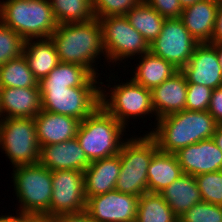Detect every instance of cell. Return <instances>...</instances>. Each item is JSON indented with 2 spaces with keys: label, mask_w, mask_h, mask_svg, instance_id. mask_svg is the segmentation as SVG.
Instances as JSON below:
<instances>
[{
  "label": "cell",
  "mask_w": 222,
  "mask_h": 222,
  "mask_svg": "<svg viewBox=\"0 0 222 222\" xmlns=\"http://www.w3.org/2000/svg\"><path fill=\"white\" fill-rule=\"evenodd\" d=\"M200 0H179L181 7L184 9L188 6H191L194 3H197Z\"/></svg>",
  "instance_id": "44"
},
{
  "label": "cell",
  "mask_w": 222,
  "mask_h": 222,
  "mask_svg": "<svg viewBox=\"0 0 222 222\" xmlns=\"http://www.w3.org/2000/svg\"><path fill=\"white\" fill-rule=\"evenodd\" d=\"M139 57L142 58L132 79L146 89L152 90L179 71L173 64L150 51Z\"/></svg>",
  "instance_id": "25"
},
{
  "label": "cell",
  "mask_w": 222,
  "mask_h": 222,
  "mask_svg": "<svg viewBox=\"0 0 222 222\" xmlns=\"http://www.w3.org/2000/svg\"><path fill=\"white\" fill-rule=\"evenodd\" d=\"M160 13L166 19L180 18L183 8L179 0H142Z\"/></svg>",
  "instance_id": "36"
},
{
  "label": "cell",
  "mask_w": 222,
  "mask_h": 222,
  "mask_svg": "<svg viewBox=\"0 0 222 222\" xmlns=\"http://www.w3.org/2000/svg\"><path fill=\"white\" fill-rule=\"evenodd\" d=\"M126 127L102 105L80 122L76 138L90 162L117 155Z\"/></svg>",
  "instance_id": "4"
},
{
  "label": "cell",
  "mask_w": 222,
  "mask_h": 222,
  "mask_svg": "<svg viewBox=\"0 0 222 222\" xmlns=\"http://www.w3.org/2000/svg\"><path fill=\"white\" fill-rule=\"evenodd\" d=\"M183 174L175 153L158 150L152 157L148 169V192L160 193Z\"/></svg>",
  "instance_id": "24"
},
{
  "label": "cell",
  "mask_w": 222,
  "mask_h": 222,
  "mask_svg": "<svg viewBox=\"0 0 222 222\" xmlns=\"http://www.w3.org/2000/svg\"><path fill=\"white\" fill-rule=\"evenodd\" d=\"M98 77L93 75L81 87L39 84L42 110L72 116L83 121L101 105L102 87L96 86L99 85Z\"/></svg>",
  "instance_id": "5"
},
{
  "label": "cell",
  "mask_w": 222,
  "mask_h": 222,
  "mask_svg": "<svg viewBox=\"0 0 222 222\" xmlns=\"http://www.w3.org/2000/svg\"><path fill=\"white\" fill-rule=\"evenodd\" d=\"M179 222H222V205L198 202L179 217Z\"/></svg>",
  "instance_id": "33"
},
{
  "label": "cell",
  "mask_w": 222,
  "mask_h": 222,
  "mask_svg": "<svg viewBox=\"0 0 222 222\" xmlns=\"http://www.w3.org/2000/svg\"><path fill=\"white\" fill-rule=\"evenodd\" d=\"M25 40L0 21V66L23 54Z\"/></svg>",
  "instance_id": "32"
},
{
  "label": "cell",
  "mask_w": 222,
  "mask_h": 222,
  "mask_svg": "<svg viewBox=\"0 0 222 222\" xmlns=\"http://www.w3.org/2000/svg\"><path fill=\"white\" fill-rule=\"evenodd\" d=\"M23 55L34 77L40 82L59 63L56 47L51 38L26 40Z\"/></svg>",
  "instance_id": "22"
},
{
  "label": "cell",
  "mask_w": 222,
  "mask_h": 222,
  "mask_svg": "<svg viewBox=\"0 0 222 222\" xmlns=\"http://www.w3.org/2000/svg\"><path fill=\"white\" fill-rule=\"evenodd\" d=\"M222 42V0L219 1L216 21L214 24L213 36L209 43Z\"/></svg>",
  "instance_id": "39"
},
{
  "label": "cell",
  "mask_w": 222,
  "mask_h": 222,
  "mask_svg": "<svg viewBox=\"0 0 222 222\" xmlns=\"http://www.w3.org/2000/svg\"><path fill=\"white\" fill-rule=\"evenodd\" d=\"M142 0H91L95 18L107 16L126 15L134 6Z\"/></svg>",
  "instance_id": "34"
},
{
  "label": "cell",
  "mask_w": 222,
  "mask_h": 222,
  "mask_svg": "<svg viewBox=\"0 0 222 222\" xmlns=\"http://www.w3.org/2000/svg\"><path fill=\"white\" fill-rule=\"evenodd\" d=\"M0 147L13 167L39 163L41 147L34 118L0 119Z\"/></svg>",
  "instance_id": "8"
},
{
  "label": "cell",
  "mask_w": 222,
  "mask_h": 222,
  "mask_svg": "<svg viewBox=\"0 0 222 222\" xmlns=\"http://www.w3.org/2000/svg\"><path fill=\"white\" fill-rule=\"evenodd\" d=\"M41 110L40 87L0 88V119L35 118Z\"/></svg>",
  "instance_id": "18"
},
{
  "label": "cell",
  "mask_w": 222,
  "mask_h": 222,
  "mask_svg": "<svg viewBox=\"0 0 222 222\" xmlns=\"http://www.w3.org/2000/svg\"><path fill=\"white\" fill-rule=\"evenodd\" d=\"M99 21L102 27L105 59L114 63L149 52V44L131 26L125 15L107 16L100 18Z\"/></svg>",
  "instance_id": "9"
},
{
  "label": "cell",
  "mask_w": 222,
  "mask_h": 222,
  "mask_svg": "<svg viewBox=\"0 0 222 222\" xmlns=\"http://www.w3.org/2000/svg\"><path fill=\"white\" fill-rule=\"evenodd\" d=\"M119 154L94 160L84 171V193L89 197L105 194L115 189L120 174Z\"/></svg>",
  "instance_id": "20"
},
{
  "label": "cell",
  "mask_w": 222,
  "mask_h": 222,
  "mask_svg": "<svg viewBox=\"0 0 222 222\" xmlns=\"http://www.w3.org/2000/svg\"><path fill=\"white\" fill-rule=\"evenodd\" d=\"M112 88L111 94H105L106 91L101 89V105L124 127L130 117H143L142 115L154 113L151 90L132 78L129 82L114 85ZM107 96L110 98L107 99Z\"/></svg>",
  "instance_id": "10"
},
{
  "label": "cell",
  "mask_w": 222,
  "mask_h": 222,
  "mask_svg": "<svg viewBox=\"0 0 222 222\" xmlns=\"http://www.w3.org/2000/svg\"><path fill=\"white\" fill-rule=\"evenodd\" d=\"M86 210L84 172L52 171L50 216L79 213Z\"/></svg>",
  "instance_id": "12"
},
{
  "label": "cell",
  "mask_w": 222,
  "mask_h": 222,
  "mask_svg": "<svg viewBox=\"0 0 222 222\" xmlns=\"http://www.w3.org/2000/svg\"><path fill=\"white\" fill-rule=\"evenodd\" d=\"M93 74L84 66L60 62L39 84H59L81 87Z\"/></svg>",
  "instance_id": "30"
},
{
  "label": "cell",
  "mask_w": 222,
  "mask_h": 222,
  "mask_svg": "<svg viewBox=\"0 0 222 222\" xmlns=\"http://www.w3.org/2000/svg\"><path fill=\"white\" fill-rule=\"evenodd\" d=\"M175 155L183 174L195 177L222 170V151L212 138L183 147Z\"/></svg>",
  "instance_id": "15"
},
{
  "label": "cell",
  "mask_w": 222,
  "mask_h": 222,
  "mask_svg": "<svg viewBox=\"0 0 222 222\" xmlns=\"http://www.w3.org/2000/svg\"><path fill=\"white\" fill-rule=\"evenodd\" d=\"M198 44L180 18H170L164 21L161 33L149 45V51L182 70Z\"/></svg>",
  "instance_id": "11"
},
{
  "label": "cell",
  "mask_w": 222,
  "mask_h": 222,
  "mask_svg": "<svg viewBox=\"0 0 222 222\" xmlns=\"http://www.w3.org/2000/svg\"><path fill=\"white\" fill-rule=\"evenodd\" d=\"M202 201L222 205V170L195 176Z\"/></svg>",
  "instance_id": "31"
},
{
  "label": "cell",
  "mask_w": 222,
  "mask_h": 222,
  "mask_svg": "<svg viewBox=\"0 0 222 222\" xmlns=\"http://www.w3.org/2000/svg\"><path fill=\"white\" fill-rule=\"evenodd\" d=\"M219 0H200L182 10L180 19L198 43H209L213 36Z\"/></svg>",
  "instance_id": "21"
},
{
  "label": "cell",
  "mask_w": 222,
  "mask_h": 222,
  "mask_svg": "<svg viewBox=\"0 0 222 222\" xmlns=\"http://www.w3.org/2000/svg\"><path fill=\"white\" fill-rule=\"evenodd\" d=\"M187 79L181 70L151 90L156 120L185 110Z\"/></svg>",
  "instance_id": "17"
},
{
  "label": "cell",
  "mask_w": 222,
  "mask_h": 222,
  "mask_svg": "<svg viewBox=\"0 0 222 222\" xmlns=\"http://www.w3.org/2000/svg\"><path fill=\"white\" fill-rule=\"evenodd\" d=\"M160 194L178 217L202 201L196 179L189 174H182Z\"/></svg>",
  "instance_id": "23"
},
{
  "label": "cell",
  "mask_w": 222,
  "mask_h": 222,
  "mask_svg": "<svg viewBox=\"0 0 222 222\" xmlns=\"http://www.w3.org/2000/svg\"><path fill=\"white\" fill-rule=\"evenodd\" d=\"M125 16L149 45L160 35L166 20L158 11L143 1L134 6Z\"/></svg>",
  "instance_id": "26"
},
{
  "label": "cell",
  "mask_w": 222,
  "mask_h": 222,
  "mask_svg": "<svg viewBox=\"0 0 222 222\" xmlns=\"http://www.w3.org/2000/svg\"><path fill=\"white\" fill-rule=\"evenodd\" d=\"M210 44H212L216 49L217 57H218L220 67H221V70H222V42H220V43H210Z\"/></svg>",
  "instance_id": "43"
},
{
  "label": "cell",
  "mask_w": 222,
  "mask_h": 222,
  "mask_svg": "<svg viewBox=\"0 0 222 222\" xmlns=\"http://www.w3.org/2000/svg\"><path fill=\"white\" fill-rule=\"evenodd\" d=\"M60 62L82 65L94 76L95 58L105 53L102 37V27L99 19L94 18L84 23L59 24L50 36ZM101 53V54H100Z\"/></svg>",
  "instance_id": "2"
},
{
  "label": "cell",
  "mask_w": 222,
  "mask_h": 222,
  "mask_svg": "<svg viewBox=\"0 0 222 222\" xmlns=\"http://www.w3.org/2000/svg\"><path fill=\"white\" fill-rule=\"evenodd\" d=\"M19 215H2L0 216V222H26V214L19 212Z\"/></svg>",
  "instance_id": "41"
},
{
  "label": "cell",
  "mask_w": 222,
  "mask_h": 222,
  "mask_svg": "<svg viewBox=\"0 0 222 222\" xmlns=\"http://www.w3.org/2000/svg\"><path fill=\"white\" fill-rule=\"evenodd\" d=\"M212 139L215 142V144L218 146V148L222 151V124H217Z\"/></svg>",
  "instance_id": "42"
},
{
  "label": "cell",
  "mask_w": 222,
  "mask_h": 222,
  "mask_svg": "<svg viewBox=\"0 0 222 222\" xmlns=\"http://www.w3.org/2000/svg\"><path fill=\"white\" fill-rule=\"evenodd\" d=\"M26 222H57V216H49L46 214H38V215L26 214Z\"/></svg>",
  "instance_id": "40"
},
{
  "label": "cell",
  "mask_w": 222,
  "mask_h": 222,
  "mask_svg": "<svg viewBox=\"0 0 222 222\" xmlns=\"http://www.w3.org/2000/svg\"><path fill=\"white\" fill-rule=\"evenodd\" d=\"M208 112L218 124H222V86L213 89Z\"/></svg>",
  "instance_id": "37"
},
{
  "label": "cell",
  "mask_w": 222,
  "mask_h": 222,
  "mask_svg": "<svg viewBox=\"0 0 222 222\" xmlns=\"http://www.w3.org/2000/svg\"><path fill=\"white\" fill-rule=\"evenodd\" d=\"M135 222H179L160 193L146 192L138 199Z\"/></svg>",
  "instance_id": "27"
},
{
  "label": "cell",
  "mask_w": 222,
  "mask_h": 222,
  "mask_svg": "<svg viewBox=\"0 0 222 222\" xmlns=\"http://www.w3.org/2000/svg\"><path fill=\"white\" fill-rule=\"evenodd\" d=\"M154 131L148 134L156 141L160 151L176 153L179 149L210 139L217 122L208 111L183 110L156 120Z\"/></svg>",
  "instance_id": "1"
},
{
  "label": "cell",
  "mask_w": 222,
  "mask_h": 222,
  "mask_svg": "<svg viewBox=\"0 0 222 222\" xmlns=\"http://www.w3.org/2000/svg\"><path fill=\"white\" fill-rule=\"evenodd\" d=\"M14 190L20 212L28 215L50 216L52 171L36 163L13 168Z\"/></svg>",
  "instance_id": "7"
},
{
  "label": "cell",
  "mask_w": 222,
  "mask_h": 222,
  "mask_svg": "<svg viewBox=\"0 0 222 222\" xmlns=\"http://www.w3.org/2000/svg\"><path fill=\"white\" fill-rule=\"evenodd\" d=\"M39 163L50 171L79 170L84 172L91 162L75 137L62 143L42 146Z\"/></svg>",
  "instance_id": "16"
},
{
  "label": "cell",
  "mask_w": 222,
  "mask_h": 222,
  "mask_svg": "<svg viewBox=\"0 0 222 222\" xmlns=\"http://www.w3.org/2000/svg\"><path fill=\"white\" fill-rule=\"evenodd\" d=\"M130 138L121 145L119 156L120 174L115 189L121 193L140 197L148 192L147 169L153 155L159 150L149 135Z\"/></svg>",
  "instance_id": "6"
},
{
  "label": "cell",
  "mask_w": 222,
  "mask_h": 222,
  "mask_svg": "<svg viewBox=\"0 0 222 222\" xmlns=\"http://www.w3.org/2000/svg\"><path fill=\"white\" fill-rule=\"evenodd\" d=\"M26 87H39V82L23 54L0 66V88Z\"/></svg>",
  "instance_id": "28"
},
{
  "label": "cell",
  "mask_w": 222,
  "mask_h": 222,
  "mask_svg": "<svg viewBox=\"0 0 222 222\" xmlns=\"http://www.w3.org/2000/svg\"><path fill=\"white\" fill-rule=\"evenodd\" d=\"M0 21L25 41L50 38L59 25L49 0L0 1Z\"/></svg>",
  "instance_id": "3"
},
{
  "label": "cell",
  "mask_w": 222,
  "mask_h": 222,
  "mask_svg": "<svg viewBox=\"0 0 222 222\" xmlns=\"http://www.w3.org/2000/svg\"><path fill=\"white\" fill-rule=\"evenodd\" d=\"M138 196L114 189L105 194L89 197L86 212L95 222H135Z\"/></svg>",
  "instance_id": "13"
},
{
  "label": "cell",
  "mask_w": 222,
  "mask_h": 222,
  "mask_svg": "<svg viewBox=\"0 0 222 222\" xmlns=\"http://www.w3.org/2000/svg\"><path fill=\"white\" fill-rule=\"evenodd\" d=\"M34 122L38 143L42 147L75 138L81 121L72 116L41 110Z\"/></svg>",
  "instance_id": "19"
},
{
  "label": "cell",
  "mask_w": 222,
  "mask_h": 222,
  "mask_svg": "<svg viewBox=\"0 0 222 222\" xmlns=\"http://www.w3.org/2000/svg\"><path fill=\"white\" fill-rule=\"evenodd\" d=\"M57 222H95L86 211L57 215Z\"/></svg>",
  "instance_id": "38"
},
{
  "label": "cell",
  "mask_w": 222,
  "mask_h": 222,
  "mask_svg": "<svg viewBox=\"0 0 222 222\" xmlns=\"http://www.w3.org/2000/svg\"><path fill=\"white\" fill-rule=\"evenodd\" d=\"M213 89L204 85L188 83L185 110L208 111Z\"/></svg>",
  "instance_id": "35"
},
{
  "label": "cell",
  "mask_w": 222,
  "mask_h": 222,
  "mask_svg": "<svg viewBox=\"0 0 222 222\" xmlns=\"http://www.w3.org/2000/svg\"><path fill=\"white\" fill-rule=\"evenodd\" d=\"M58 24L84 23L95 18L91 0H49Z\"/></svg>",
  "instance_id": "29"
},
{
  "label": "cell",
  "mask_w": 222,
  "mask_h": 222,
  "mask_svg": "<svg viewBox=\"0 0 222 222\" xmlns=\"http://www.w3.org/2000/svg\"><path fill=\"white\" fill-rule=\"evenodd\" d=\"M181 71L186 76L187 83L204 85L211 89L222 86V70L217 52L210 43H199Z\"/></svg>",
  "instance_id": "14"
}]
</instances>
